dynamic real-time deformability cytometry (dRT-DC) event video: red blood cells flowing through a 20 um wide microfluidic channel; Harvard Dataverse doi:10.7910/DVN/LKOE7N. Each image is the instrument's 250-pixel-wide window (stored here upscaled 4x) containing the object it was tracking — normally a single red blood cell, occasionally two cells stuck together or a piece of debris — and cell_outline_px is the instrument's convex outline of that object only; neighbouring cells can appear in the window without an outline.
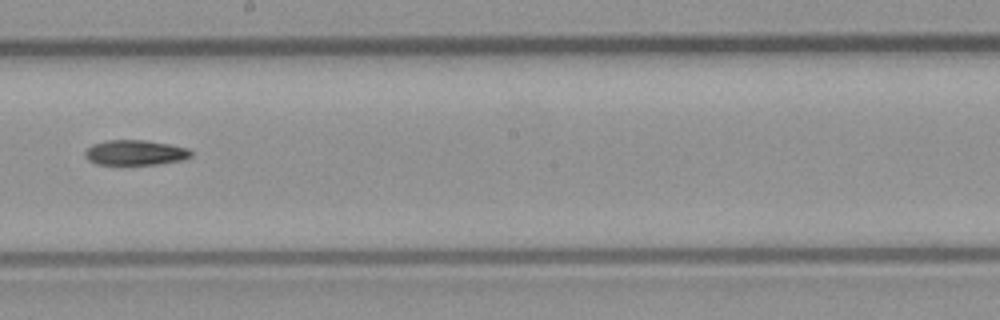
{"species": "common noctule bat (a hibernating species)", "species_latin": "Nyctalus noctula", "temperature_condition": "room temperature", "stored_images_in_passage": 6, "camera_frame_rate_fps": 3000, "um_per_image_px": 0.085, "animal": {"sex": "male", "body_mass_g": 23.1, "forearm_length_mm": 52.7}, "frame": {"image": 1, "passage_image": 5, "time_ms": 5.667, "image_size_px": [1000, 320], "cell_outline_px": [[192, 156], [184, 160], [156, 164], [96, 164], [88, 160], [84, 156], [84, 152], [92, 144], [108, 140], [144, 140], [168, 144], [188, 148], [192, 152]], "centroid_in_image_um": [11.49, 12.97], "position_along_channel_um": 236.7, "area_um2": 15.49}}
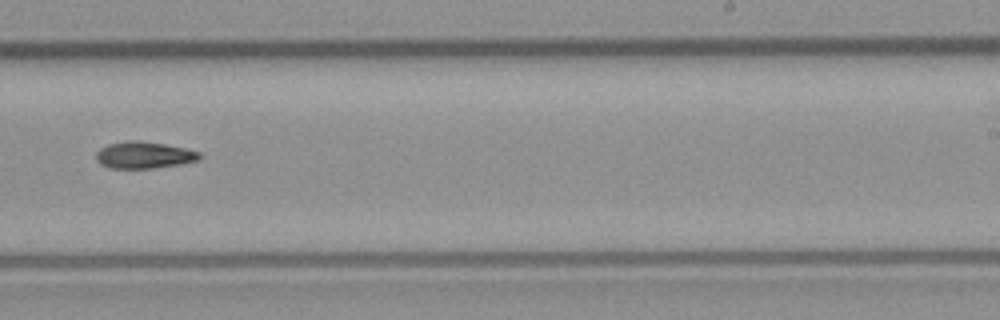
{"frame": {"image": 2, "passage_image": 6, "time_ms": 6.667, "image_size_px": [1000, 320], "cell_outline_px": [[200, 160], [180, 164], [152, 168], [108, 168], [100, 164], [96, 160], [96, 152], [100, 148], [108, 144], [128, 140], [140, 140], [164, 144], [184, 148], [200, 152]], "centroid_in_image_um": [12.21, 13.18], "position_along_channel_um": 276.8, "area_um2": 16.18}}